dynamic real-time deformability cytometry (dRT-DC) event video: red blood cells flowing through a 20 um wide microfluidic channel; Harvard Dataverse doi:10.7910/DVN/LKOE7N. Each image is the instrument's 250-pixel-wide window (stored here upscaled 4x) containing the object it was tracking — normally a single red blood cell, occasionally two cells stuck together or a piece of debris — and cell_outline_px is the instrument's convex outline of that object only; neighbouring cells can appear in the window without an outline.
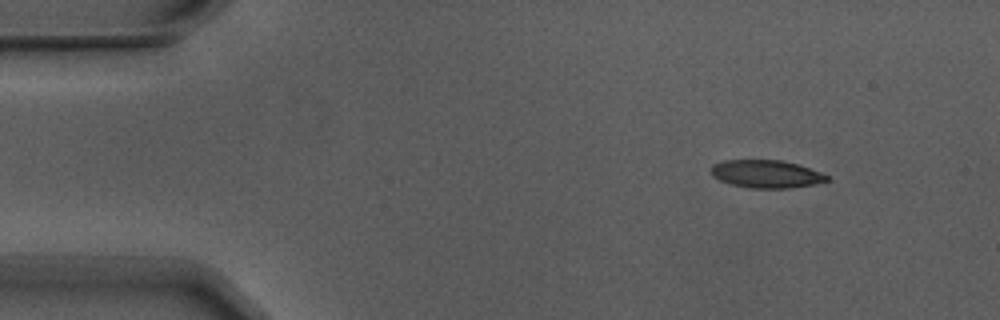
{"species": "Egyptian fruit bat (a non-hibernating species)", "species_latin": "Rousettus aegyptiacus", "temperature_condition": "warm", "stored_images_in_passage": 4, "camera_frame_rate_fps": 3000, "um_per_image_px": 0.085, "animal": {"sex": "male"}, "frame": {"image": 1, "passage_image": 1, "time_ms": 0.0, "image_size_px": [1000, 320], "cell_outline_px": [[828, 180], [812, 184], [788, 188], [752, 188], [732, 184], [720, 180], [712, 176], [712, 164], [724, 160], [784, 160], [820, 172], [828, 176]], "centroid_in_image_um": [65.1, 14.78], "position_along_channel_um": 19.9, "area_um2": 18.5}}
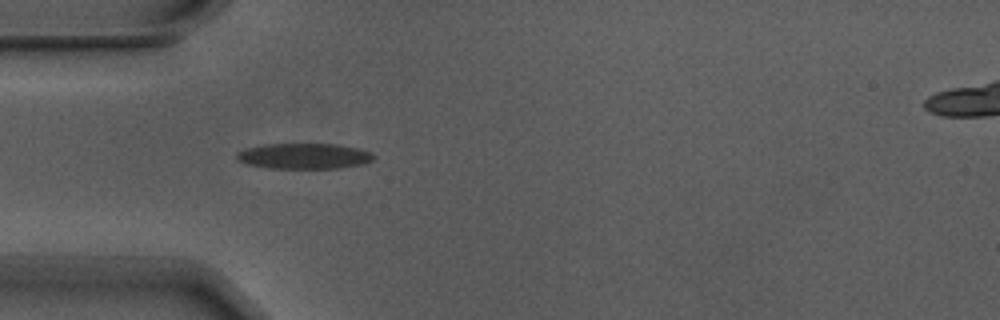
{"frame": {"image": 2, "passage_image": 4, "time_ms": 1.0, "image_size_px": [1000, 320], "cell_outline_px": [[376, 156], [372, 160], [364, 164], [340, 168], [268, 168], [248, 164], [240, 160], [236, 156], [240, 152], [248, 148], [264, 144], [336, 144], [356, 148], [368, 152]], "centroid_in_image_um": [25.89, 13.27], "position_along_channel_um": 59.1, "area_um2": 20.11}}